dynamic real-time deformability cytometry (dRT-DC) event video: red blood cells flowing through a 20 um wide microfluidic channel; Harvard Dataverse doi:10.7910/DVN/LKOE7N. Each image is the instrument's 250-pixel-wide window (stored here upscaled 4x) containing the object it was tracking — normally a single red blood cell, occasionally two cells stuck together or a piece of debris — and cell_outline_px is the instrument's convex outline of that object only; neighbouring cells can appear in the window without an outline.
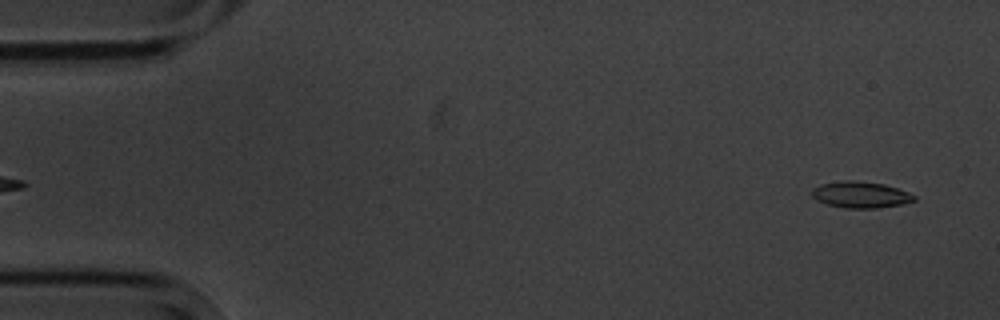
{"species": "common noctule bat (a hibernating species)", "species_latin": "Nyctalus noctula", "temperature_condition": "cold", "stored_images_in_passage": 5, "segment_of_instrument_passage": [2, 2], "camera_frame_rate_fps": 3000, "um_per_image_px": 0.085, "animal": {"sex": "male", "body_mass_g": 20.1, "forearm_length_mm": 53.5}, "frame": {"image": 1, "passage_image": 5, "time_ms": 4.333, "image_size_px": [1000, 320], "cell_outline_px": [[916, 200], [900, 204], [876, 208], [844, 208], [828, 204], [816, 200], [812, 196], [812, 188], [820, 184], [844, 180], [856, 180], [884, 184], [908, 192], [916, 196]], "centroid_in_image_um": [73.12, 16.54], "position_along_channel_um": 11.9, "area_um2": 15.66}}